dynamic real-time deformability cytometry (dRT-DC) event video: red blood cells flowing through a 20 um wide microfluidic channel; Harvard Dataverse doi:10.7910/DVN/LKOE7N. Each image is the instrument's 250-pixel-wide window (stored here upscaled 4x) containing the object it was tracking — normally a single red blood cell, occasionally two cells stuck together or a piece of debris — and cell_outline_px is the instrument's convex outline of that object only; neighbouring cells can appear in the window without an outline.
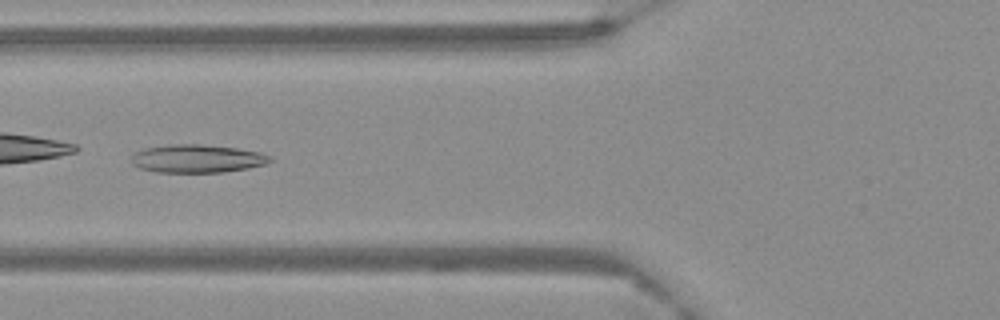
{"species": "Egyptian fruit bat (a non-hibernating species)", "species_latin": "Rousettus aegyptiacus", "temperature_condition": "warm", "stored_images_in_passage": 51, "camera_frame_rate_fps": 3000, "um_per_image_px": 0.085, "frame": {"image": 1, "passage_image": 15, "time_ms": 4.667, "image_size_px": [1000, 320], "cell_outline_px": [[272, 160], [264, 164], [248, 168], [224, 172], [156, 172], [140, 168], [132, 164], [132, 156], [136, 152], [144, 148], [168, 144], [200, 144], [236, 148], [260, 152], [272, 156]], "centroid_in_image_um": [16.75, 13.48], "position_along_channel_um": 109.0, "area_um2": 22.72}}
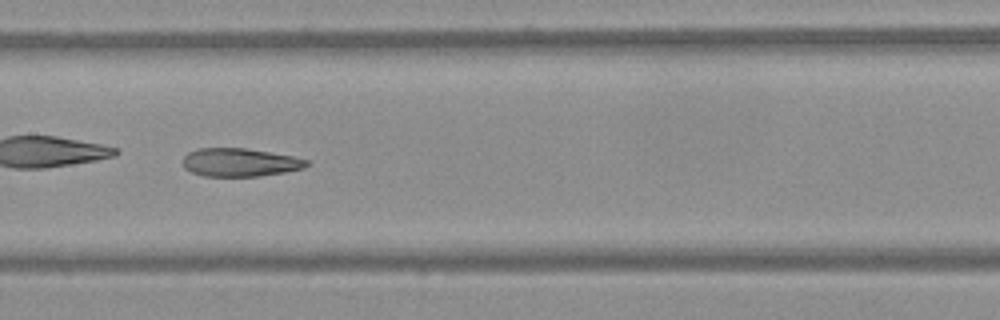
{"frame": {"image": 2, "passage_image": 22, "time_ms": 7.0, "image_size_px": [1000, 320], "cell_outline_px": [[312, 164], [304, 168], [284, 172], [260, 176], [204, 176], [192, 172], [184, 168], [184, 156], [188, 152], [196, 148], [244, 148], [292, 156], [308, 160]], "centroid_in_image_um": [20.4, 13.8], "position_along_channel_um": 187.0, "area_um2": 20.35}}
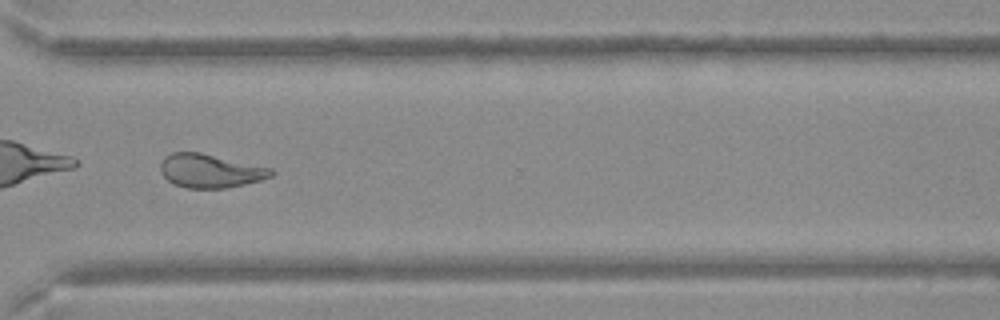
{"frame": {"image": 3, "passage_image": 37, "time_ms": 12.0, "image_size_px": [1000, 320], "cell_outline_px": [[276, 172], [272, 176], [260, 180], [244, 184], [224, 188], [188, 188], [176, 184], [168, 180], [160, 172], [160, 160], [164, 156], [172, 152], [200, 152], [272, 168]], "centroid_in_image_um": [17.86, 14.51], "position_along_channel_um": 352.7, "area_um2": 21.73}}